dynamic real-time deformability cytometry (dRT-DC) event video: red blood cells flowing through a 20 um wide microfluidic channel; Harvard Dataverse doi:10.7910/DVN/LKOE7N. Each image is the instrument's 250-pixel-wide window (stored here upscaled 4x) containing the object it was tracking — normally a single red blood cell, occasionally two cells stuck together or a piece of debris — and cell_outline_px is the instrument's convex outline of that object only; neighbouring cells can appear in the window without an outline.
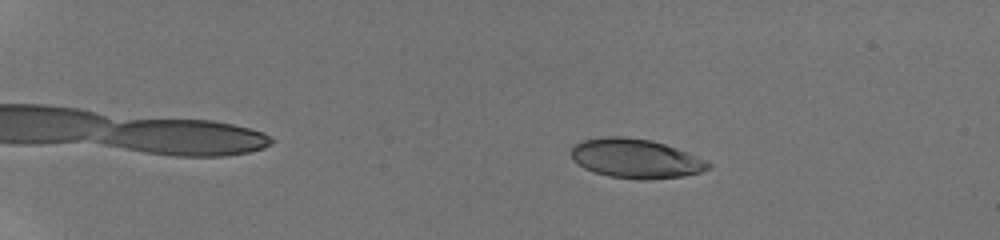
{"species": "human", "species_latin": "Homo sapiens", "temperature_condition": "room temperature", "stored_images_in_passage": 23, "camera_frame_rate_fps": 3000, "um_per_image_px": 0.085, "donor": {"sex": "male"}, "frame": {"image": 1, "passage_image": 4, "time_ms": 0.667, "image_size_px": [1000, 240], "cell_outline_px": [[712, 164], [708, 168], [700, 172], [684, 176], [644, 180], [608, 176], [584, 168], [572, 160], [568, 152], [572, 144], [580, 140], [604, 136], [624, 136], [652, 140], [688, 152]], "centroid_in_image_um": [53.95, 13.45], "position_along_channel_um": 31.0, "area_um2": 31.67}}
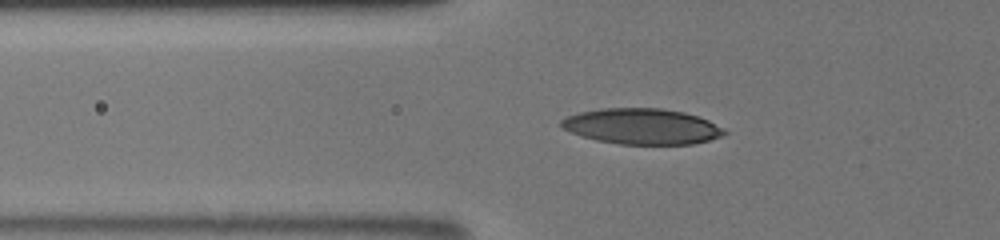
{"frame": {"image": 2, "passage_image": 19, "time_ms": 4.333, "image_size_px": [1000, 240], "cell_outline_px": [[728, 132], [720, 136], [708, 140], [692, 144], [620, 144], [596, 140], [572, 132], [564, 128], [560, 124], [560, 120], [568, 116], [580, 112], [600, 108], [660, 108], [684, 112], [708, 120], [724, 128]], "centroid_in_image_um": [54.58, 10.74], "position_along_channel_um": 71.2, "area_um2": 33.7}}